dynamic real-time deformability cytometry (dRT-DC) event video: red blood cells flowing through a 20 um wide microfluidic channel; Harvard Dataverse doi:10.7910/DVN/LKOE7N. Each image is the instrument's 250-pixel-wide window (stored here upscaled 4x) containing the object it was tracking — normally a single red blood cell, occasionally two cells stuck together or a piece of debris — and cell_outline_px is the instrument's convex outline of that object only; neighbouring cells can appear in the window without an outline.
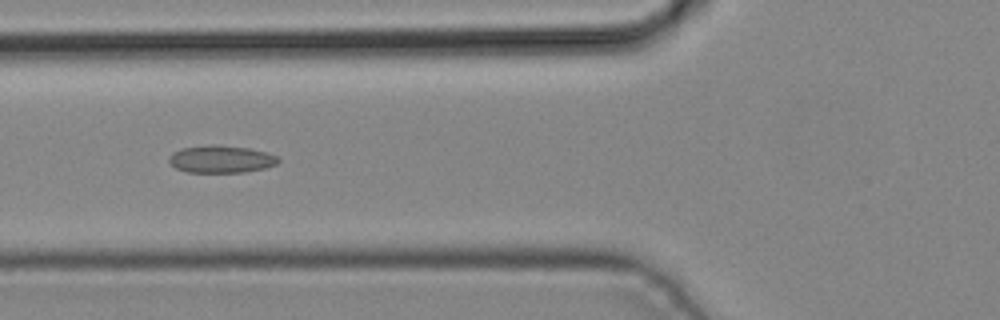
{"species": "common noctule bat (a hibernating species)", "species_latin": "Nyctalus noctula", "temperature_condition": "cold", "stored_images_in_passage": 4, "camera_frame_rate_fps": 3000, "um_per_image_px": 0.085, "animal": {"sex": "male", "body_mass_g": 19.2, "forearm_length_mm": 51.8}, "frame": {"image": 1, "passage_image": 4, "time_ms": 1.0, "image_size_px": [1000, 320], "cell_outline_px": [[280, 160], [276, 164], [264, 168], [244, 172], [188, 172], [176, 168], [168, 160], [168, 156], [172, 152], [180, 148], [208, 144], [212, 144], [248, 148], [268, 152], [280, 156]], "centroid_in_image_um": [18.79, 13.51], "position_along_channel_um": 107.0, "area_um2": 17.63}}